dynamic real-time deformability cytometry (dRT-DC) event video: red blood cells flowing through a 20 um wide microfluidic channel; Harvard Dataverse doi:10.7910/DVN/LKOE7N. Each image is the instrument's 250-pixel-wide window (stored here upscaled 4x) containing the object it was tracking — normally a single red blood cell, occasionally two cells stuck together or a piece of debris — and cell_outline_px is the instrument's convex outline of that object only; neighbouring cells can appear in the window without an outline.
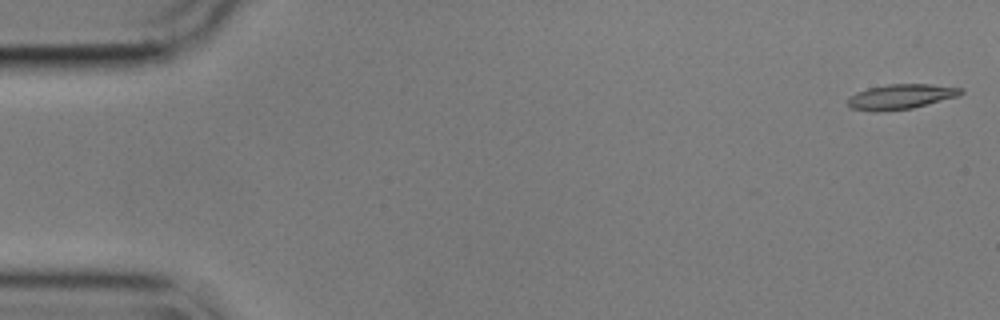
{"species": "common noctule bat (a hibernating species)", "species_latin": "Nyctalus noctula", "temperature_condition": "cold", "stored_images_in_passage": 15, "camera_frame_rate_fps": 3000, "um_per_image_px": 0.085, "animal": {"sex": "male", "body_mass_g": 17.9}, "frame": {"image": 1, "passage_image": 1, "time_ms": 0.0, "image_size_px": [1000, 320], "cell_outline_px": [[964, 92], [960, 96], [912, 108], [876, 112], [872, 112], [852, 108], [848, 104], [848, 96], [856, 92], [868, 88], [888, 84], [928, 84], [964, 88]], "centroid_in_image_um": [76.58, 8.21], "position_along_channel_um": 8.4, "area_um2": 16.59}}